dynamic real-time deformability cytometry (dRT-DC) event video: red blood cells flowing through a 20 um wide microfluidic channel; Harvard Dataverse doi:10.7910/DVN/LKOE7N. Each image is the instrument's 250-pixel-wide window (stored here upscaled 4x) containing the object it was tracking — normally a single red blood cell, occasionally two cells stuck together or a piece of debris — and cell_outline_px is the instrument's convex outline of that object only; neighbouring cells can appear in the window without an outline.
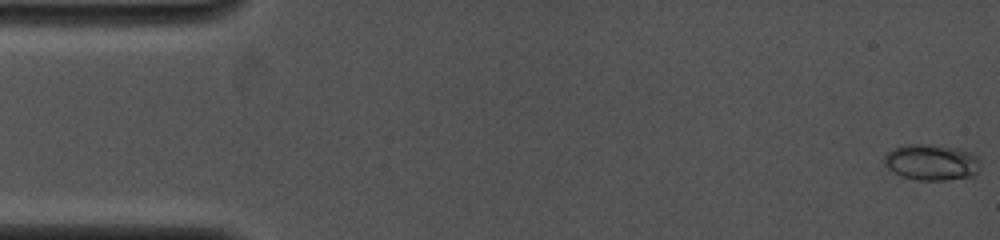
{"species": "common noctule bat (a hibernating species)", "species_latin": "Nyctalus noctula", "temperature_condition": "cold", "stored_images_in_passage": 13, "camera_frame_rate_fps": 4000, "um_per_image_px": 0.085, "animal": {"sex": "female", "body_mass_g": 19.0, "forearm_length_mm": 53.3}, "frame": {"image": 1, "passage_image": 1, "time_ms": 0.0, "image_size_px": [1000, 240], "cell_outline_px": [[980, 168], [972, 176], [944, 180], [916, 180], [900, 176], [892, 172], [884, 164], [884, 156], [892, 148], [904, 144], [928, 144], [956, 148], [972, 152], [980, 156]], "centroid_in_image_um": [79.17, 13.78], "position_along_channel_um": 5.8, "area_um2": 20.52}}
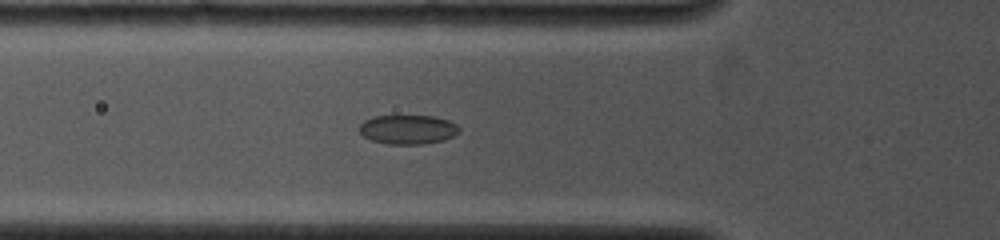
{"frame": {"image": 2, "passage_image": 11, "time_ms": 5.25, "image_size_px": [1000, 240], "cell_outline_px": [[460, 132], [444, 140], [424, 144], [388, 144], [372, 140], [364, 136], [360, 132], [360, 124], [364, 120], [372, 116], [436, 116], [448, 120], [456, 124], [460, 128]], "centroid_in_image_um": [34.69, 11.0], "position_along_channel_um": 91.1, "area_um2": 17.05}}
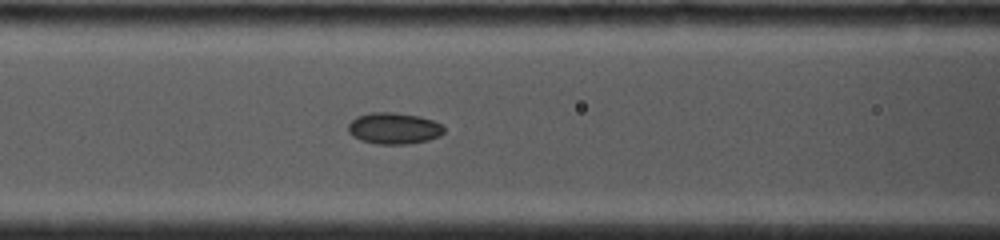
{"frame": {"image": 3, "passage_image": 13, "time_ms": 6.25, "image_size_px": [1000, 240], "cell_outline_px": [[444, 132], [440, 136], [428, 140], [408, 144], [376, 144], [360, 140], [352, 136], [348, 132], [348, 124], [356, 116], [372, 112], [396, 112], [420, 116], [444, 124]], "centroid_in_image_um": [33.49, 10.9], "position_along_channel_um": 133.1, "area_um2": 17.8}}